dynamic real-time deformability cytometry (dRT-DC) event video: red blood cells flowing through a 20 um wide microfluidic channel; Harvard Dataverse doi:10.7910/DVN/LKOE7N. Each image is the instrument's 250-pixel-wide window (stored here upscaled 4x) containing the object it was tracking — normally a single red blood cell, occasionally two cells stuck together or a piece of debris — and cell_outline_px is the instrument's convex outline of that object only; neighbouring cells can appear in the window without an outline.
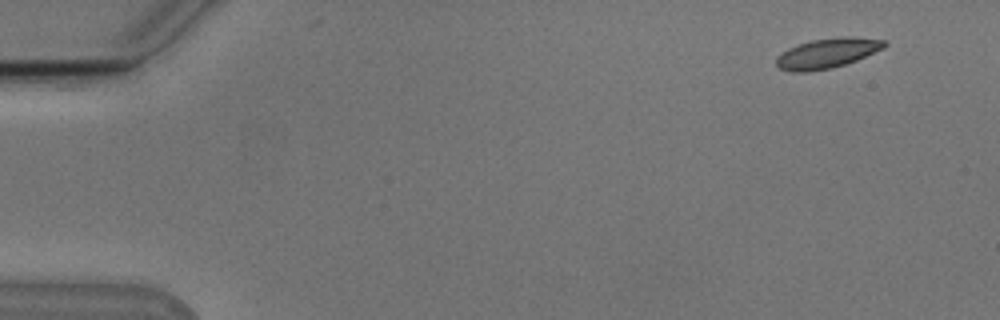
{"species": "Egyptian fruit bat (a non-hibernating species)", "species_latin": "Rousettus aegyptiacus", "temperature_condition": "cold", "stored_images_in_passage": 52, "camera_frame_rate_fps": 3000, "um_per_image_px": 0.085, "animal": {"sex": "male"}, "frame": {"image": 1, "passage_image": 1, "time_ms": 0.0, "image_size_px": [1000, 320], "cell_outline_px": [[888, 44], [884, 48], [856, 60], [832, 68], [808, 72], [792, 72], [780, 68], [776, 64], [776, 56], [788, 48], [812, 40], [840, 36], [852, 36], [888, 40]], "centroid_in_image_um": [70.34, 4.51], "position_along_channel_um": 14.7, "area_um2": 18.96}}
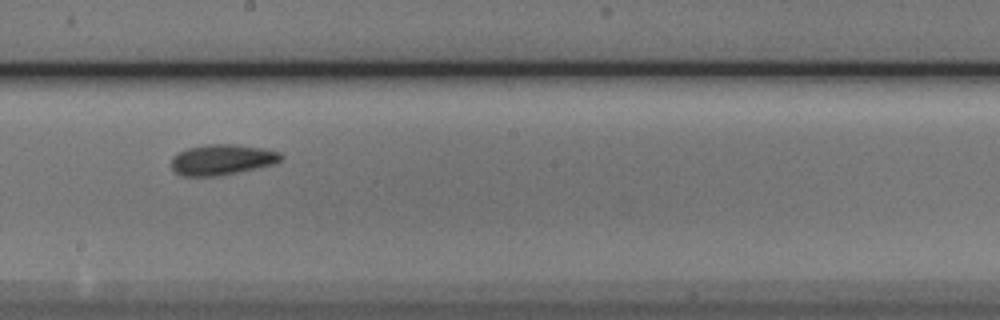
{"frame": {"image": 2, "passage_image": 28, "time_ms": 9.0, "image_size_px": [1000, 320], "cell_outline_px": [[284, 156], [276, 164], [220, 176], [180, 176], [172, 168], [172, 156], [176, 152], [188, 148], [208, 144], [236, 144], [264, 148], [280, 152]], "centroid_in_image_um": [18.89, 13.57], "position_along_channel_um": 229.3, "area_um2": 19.83}}
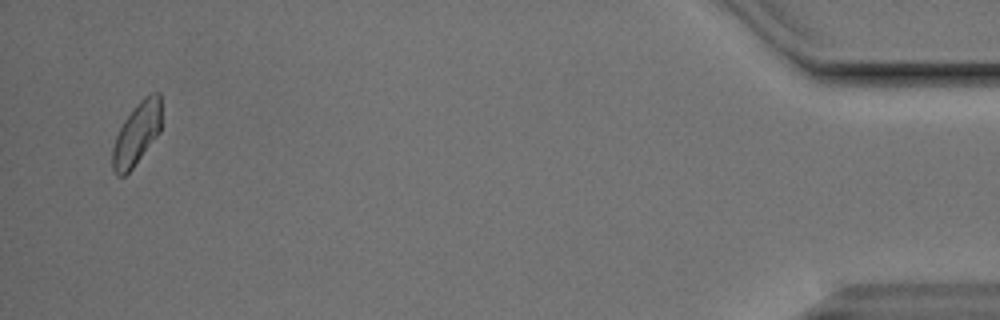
{"frame": {"image": 3, "passage_image": 50, "time_ms": 16.333, "image_size_px": [1000, 320], "cell_outline_px": [[160, 132], [132, 168], [124, 176], [116, 176], [112, 168], [112, 148], [116, 136], [124, 120], [140, 100], [144, 96], [152, 92], [160, 92]], "centroid_in_image_um": [11.61, 11.37], "position_along_channel_um": 423.6, "area_um2": 17.63}, "authors_computed_cell_mechanics": {"area_um2": 18.6405, "velocity_mm_per_s": 3.7652, "shape_relaxation_time_tau1_ms": 4.2085, "shape_relaxation_time_tau2_ms": 5.1561, "deformation_change_tau1": 0.1101, "deformation_change_tau2": 0.097}}